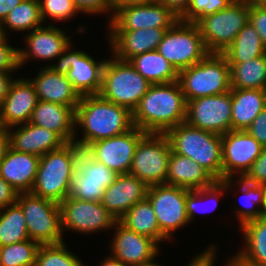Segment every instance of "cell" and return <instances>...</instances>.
I'll return each instance as SVG.
<instances>
[{
    "label": "cell",
    "instance_id": "9f6ffc18",
    "mask_svg": "<svg viewBox=\"0 0 266 266\" xmlns=\"http://www.w3.org/2000/svg\"><path fill=\"white\" fill-rule=\"evenodd\" d=\"M100 266H126L118 259L114 258L113 256H106L104 260L100 263Z\"/></svg>",
    "mask_w": 266,
    "mask_h": 266
},
{
    "label": "cell",
    "instance_id": "f546056e",
    "mask_svg": "<svg viewBox=\"0 0 266 266\" xmlns=\"http://www.w3.org/2000/svg\"><path fill=\"white\" fill-rule=\"evenodd\" d=\"M240 228L245 246L235 255L249 265L266 266V218L246 222Z\"/></svg>",
    "mask_w": 266,
    "mask_h": 266
},
{
    "label": "cell",
    "instance_id": "11a10c76",
    "mask_svg": "<svg viewBox=\"0 0 266 266\" xmlns=\"http://www.w3.org/2000/svg\"><path fill=\"white\" fill-rule=\"evenodd\" d=\"M113 4V9L120 8L124 5L128 4H136V3H146L153 0H111Z\"/></svg>",
    "mask_w": 266,
    "mask_h": 266
},
{
    "label": "cell",
    "instance_id": "c3c4849f",
    "mask_svg": "<svg viewBox=\"0 0 266 266\" xmlns=\"http://www.w3.org/2000/svg\"><path fill=\"white\" fill-rule=\"evenodd\" d=\"M18 192L0 176V209L15 204Z\"/></svg>",
    "mask_w": 266,
    "mask_h": 266
},
{
    "label": "cell",
    "instance_id": "484cf974",
    "mask_svg": "<svg viewBox=\"0 0 266 266\" xmlns=\"http://www.w3.org/2000/svg\"><path fill=\"white\" fill-rule=\"evenodd\" d=\"M40 157L8 148L0 161V176L18 193L31 192L37 175Z\"/></svg>",
    "mask_w": 266,
    "mask_h": 266
},
{
    "label": "cell",
    "instance_id": "836d02e7",
    "mask_svg": "<svg viewBox=\"0 0 266 266\" xmlns=\"http://www.w3.org/2000/svg\"><path fill=\"white\" fill-rule=\"evenodd\" d=\"M231 88L266 89V54L244 63H228Z\"/></svg>",
    "mask_w": 266,
    "mask_h": 266
},
{
    "label": "cell",
    "instance_id": "60d3db41",
    "mask_svg": "<svg viewBox=\"0 0 266 266\" xmlns=\"http://www.w3.org/2000/svg\"><path fill=\"white\" fill-rule=\"evenodd\" d=\"M39 5L43 22L46 18L64 22L80 12L73 0H39Z\"/></svg>",
    "mask_w": 266,
    "mask_h": 266
},
{
    "label": "cell",
    "instance_id": "db71d44e",
    "mask_svg": "<svg viewBox=\"0 0 266 266\" xmlns=\"http://www.w3.org/2000/svg\"><path fill=\"white\" fill-rule=\"evenodd\" d=\"M9 134L7 128L0 132V161L5 157L6 151L9 148Z\"/></svg>",
    "mask_w": 266,
    "mask_h": 266
},
{
    "label": "cell",
    "instance_id": "e575fe53",
    "mask_svg": "<svg viewBox=\"0 0 266 266\" xmlns=\"http://www.w3.org/2000/svg\"><path fill=\"white\" fill-rule=\"evenodd\" d=\"M233 182L234 179L216 180L208 187L195 190L188 189V193L186 194V209L189 222L195 218L194 216L198 212L206 213L215 210L220 197H222L223 194H225L229 189L233 188V185L236 184V182L234 184ZM207 200H210L208 202L213 201V208L211 207L210 210L209 208H205V205L203 206V202L204 204L206 202L207 205Z\"/></svg>",
    "mask_w": 266,
    "mask_h": 266
},
{
    "label": "cell",
    "instance_id": "7a4b0ae2",
    "mask_svg": "<svg viewBox=\"0 0 266 266\" xmlns=\"http://www.w3.org/2000/svg\"><path fill=\"white\" fill-rule=\"evenodd\" d=\"M186 108L178 81L152 84L132 112L133 125L146 133H165L185 122Z\"/></svg>",
    "mask_w": 266,
    "mask_h": 266
},
{
    "label": "cell",
    "instance_id": "8d00e7d4",
    "mask_svg": "<svg viewBox=\"0 0 266 266\" xmlns=\"http://www.w3.org/2000/svg\"><path fill=\"white\" fill-rule=\"evenodd\" d=\"M236 182V184H239V191L242 193V201L240 200L242 206L235 208L236 210L234 212H236L235 216L241 227L246 222L262 217L261 208L263 206L266 185L250 183L244 178L238 177Z\"/></svg>",
    "mask_w": 266,
    "mask_h": 266
},
{
    "label": "cell",
    "instance_id": "bcb514c9",
    "mask_svg": "<svg viewBox=\"0 0 266 266\" xmlns=\"http://www.w3.org/2000/svg\"><path fill=\"white\" fill-rule=\"evenodd\" d=\"M249 21L266 47V7L249 2Z\"/></svg>",
    "mask_w": 266,
    "mask_h": 266
},
{
    "label": "cell",
    "instance_id": "6f0895ef",
    "mask_svg": "<svg viewBox=\"0 0 266 266\" xmlns=\"http://www.w3.org/2000/svg\"><path fill=\"white\" fill-rule=\"evenodd\" d=\"M231 259H228L227 264L225 266H252L247 263H245L243 260H241L238 256L234 254L233 257H230Z\"/></svg>",
    "mask_w": 266,
    "mask_h": 266
},
{
    "label": "cell",
    "instance_id": "ba28073f",
    "mask_svg": "<svg viewBox=\"0 0 266 266\" xmlns=\"http://www.w3.org/2000/svg\"><path fill=\"white\" fill-rule=\"evenodd\" d=\"M16 203L23 211L31 240L40 245L64 242L59 203L31 192L18 193Z\"/></svg>",
    "mask_w": 266,
    "mask_h": 266
},
{
    "label": "cell",
    "instance_id": "7dc6e473",
    "mask_svg": "<svg viewBox=\"0 0 266 266\" xmlns=\"http://www.w3.org/2000/svg\"><path fill=\"white\" fill-rule=\"evenodd\" d=\"M246 131L253 136L263 147L266 146V107L253 120Z\"/></svg>",
    "mask_w": 266,
    "mask_h": 266
},
{
    "label": "cell",
    "instance_id": "d6a6232c",
    "mask_svg": "<svg viewBox=\"0 0 266 266\" xmlns=\"http://www.w3.org/2000/svg\"><path fill=\"white\" fill-rule=\"evenodd\" d=\"M228 63H244L266 54V47L250 21L240 30L233 43L221 53Z\"/></svg>",
    "mask_w": 266,
    "mask_h": 266
},
{
    "label": "cell",
    "instance_id": "ac0fdd59",
    "mask_svg": "<svg viewBox=\"0 0 266 266\" xmlns=\"http://www.w3.org/2000/svg\"><path fill=\"white\" fill-rule=\"evenodd\" d=\"M72 46V44L69 45L64 51L58 67L64 71L66 78L80 96L99 94L106 60L96 62L85 51L71 50Z\"/></svg>",
    "mask_w": 266,
    "mask_h": 266
},
{
    "label": "cell",
    "instance_id": "cb8c5ba5",
    "mask_svg": "<svg viewBox=\"0 0 266 266\" xmlns=\"http://www.w3.org/2000/svg\"><path fill=\"white\" fill-rule=\"evenodd\" d=\"M37 102L38 97L32 82L28 78L15 79L8 95L0 105L3 126L10 128L28 123Z\"/></svg>",
    "mask_w": 266,
    "mask_h": 266
},
{
    "label": "cell",
    "instance_id": "74e56055",
    "mask_svg": "<svg viewBox=\"0 0 266 266\" xmlns=\"http://www.w3.org/2000/svg\"><path fill=\"white\" fill-rule=\"evenodd\" d=\"M30 239L25 216L15 203L0 209V247Z\"/></svg>",
    "mask_w": 266,
    "mask_h": 266
},
{
    "label": "cell",
    "instance_id": "d6986e66",
    "mask_svg": "<svg viewBox=\"0 0 266 266\" xmlns=\"http://www.w3.org/2000/svg\"><path fill=\"white\" fill-rule=\"evenodd\" d=\"M29 33V34H28ZM25 36L26 48L18 49L20 68L25 65L28 60H55L57 63L48 66H58L62 54L71 45V38L67 36V32L61 28L49 24L41 26L28 32ZM32 58V59H31ZM59 58V59H58Z\"/></svg>",
    "mask_w": 266,
    "mask_h": 266
},
{
    "label": "cell",
    "instance_id": "ab89813d",
    "mask_svg": "<svg viewBox=\"0 0 266 266\" xmlns=\"http://www.w3.org/2000/svg\"><path fill=\"white\" fill-rule=\"evenodd\" d=\"M35 266H85L66 244L40 245Z\"/></svg>",
    "mask_w": 266,
    "mask_h": 266
},
{
    "label": "cell",
    "instance_id": "5bb4252c",
    "mask_svg": "<svg viewBox=\"0 0 266 266\" xmlns=\"http://www.w3.org/2000/svg\"><path fill=\"white\" fill-rule=\"evenodd\" d=\"M179 17L156 0L116 8L109 19V30L171 28Z\"/></svg>",
    "mask_w": 266,
    "mask_h": 266
},
{
    "label": "cell",
    "instance_id": "277c9868",
    "mask_svg": "<svg viewBox=\"0 0 266 266\" xmlns=\"http://www.w3.org/2000/svg\"><path fill=\"white\" fill-rule=\"evenodd\" d=\"M164 134L172 152L190 158L216 180H222L221 135L192 127L186 122L170 128Z\"/></svg>",
    "mask_w": 266,
    "mask_h": 266
},
{
    "label": "cell",
    "instance_id": "44dd1931",
    "mask_svg": "<svg viewBox=\"0 0 266 266\" xmlns=\"http://www.w3.org/2000/svg\"><path fill=\"white\" fill-rule=\"evenodd\" d=\"M170 28H147L138 30H109L111 54L129 61L138 54L157 50L166 30Z\"/></svg>",
    "mask_w": 266,
    "mask_h": 266
},
{
    "label": "cell",
    "instance_id": "680465c9",
    "mask_svg": "<svg viewBox=\"0 0 266 266\" xmlns=\"http://www.w3.org/2000/svg\"><path fill=\"white\" fill-rule=\"evenodd\" d=\"M155 258L149 260V261H146V262H143L139 265H135V266H162V265H159L157 264L156 262H154Z\"/></svg>",
    "mask_w": 266,
    "mask_h": 266
},
{
    "label": "cell",
    "instance_id": "f6af8a7d",
    "mask_svg": "<svg viewBox=\"0 0 266 266\" xmlns=\"http://www.w3.org/2000/svg\"><path fill=\"white\" fill-rule=\"evenodd\" d=\"M243 178L250 183L266 185V146Z\"/></svg>",
    "mask_w": 266,
    "mask_h": 266
},
{
    "label": "cell",
    "instance_id": "d4e9b609",
    "mask_svg": "<svg viewBox=\"0 0 266 266\" xmlns=\"http://www.w3.org/2000/svg\"><path fill=\"white\" fill-rule=\"evenodd\" d=\"M7 130L10 148L14 151L30 153L39 157L49 151L61 148L66 143L54 131L30 122L12 126Z\"/></svg>",
    "mask_w": 266,
    "mask_h": 266
},
{
    "label": "cell",
    "instance_id": "1f68e13d",
    "mask_svg": "<svg viewBox=\"0 0 266 266\" xmlns=\"http://www.w3.org/2000/svg\"><path fill=\"white\" fill-rule=\"evenodd\" d=\"M129 62L151 84L178 81V72L157 50L138 54Z\"/></svg>",
    "mask_w": 266,
    "mask_h": 266
},
{
    "label": "cell",
    "instance_id": "2e32d148",
    "mask_svg": "<svg viewBox=\"0 0 266 266\" xmlns=\"http://www.w3.org/2000/svg\"><path fill=\"white\" fill-rule=\"evenodd\" d=\"M221 141L222 180L243 178L262 153L263 146L246 130H230L221 136Z\"/></svg>",
    "mask_w": 266,
    "mask_h": 266
},
{
    "label": "cell",
    "instance_id": "d590c367",
    "mask_svg": "<svg viewBox=\"0 0 266 266\" xmlns=\"http://www.w3.org/2000/svg\"><path fill=\"white\" fill-rule=\"evenodd\" d=\"M43 20L40 12L39 0H22L1 23V31L6 36V30L11 29L16 32H30L41 27Z\"/></svg>",
    "mask_w": 266,
    "mask_h": 266
},
{
    "label": "cell",
    "instance_id": "4316f807",
    "mask_svg": "<svg viewBox=\"0 0 266 266\" xmlns=\"http://www.w3.org/2000/svg\"><path fill=\"white\" fill-rule=\"evenodd\" d=\"M76 107L38 100L30 123L57 133L66 143L74 142Z\"/></svg>",
    "mask_w": 266,
    "mask_h": 266
},
{
    "label": "cell",
    "instance_id": "8992f818",
    "mask_svg": "<svg viewBox=\"0 0 266 266\" xmlns=\"http://www.w3.org/2000/svg\"><path fill=\"white\" fill-rule=\"evenodd\" d=\"M151 85L129 61L111 55L103 67L99 95L133 112Z\"/></svg>",
    "mask_w": 266,
    "mask_h": 266
},
{
    "label": "cell",
    "instance_id": "30bf717a",
    "mask_svg": "<svg viewBox=\"0 0 266 266\" xmlns=\"http://www.w3.org/2000/svg\"><path fill=\"white\" fill-rule=\"evenodd\" d=\"M171 147L164 133H146L138 142L129 174L148 187L166 184Z\"/></svg>",
    "mask_w": 266,
    "mask_h": 266
},
{
    "label": "cell",
    "instance_id": "681fc988",
    "mask_svg": "<svg viewBox=\"0 0 266 266\" xmlns=\"http://www.w3.org/2000/svg\"><path fill=\"white\" fill-rule=\"evenodd\" d=\"M216 245H209L205 251L193 257L187 266H214L216 258Z\"/></svg>",
    "mask_w": 266,
    "mask_h": 266
},
{
    "label": "cell",
    "instance_id": "6da1fadb",
    "mask_svg": "<svg viewBox=\"0 0 266 266\" xmlns=\"http://www.w3.org/2000/svg\"><path fill=\"white\" fill-rule=\"evenodd\" d=\"M75 126L81 127L82 138H74L81 149L90 144L124 134L133 125L132 112L124 107L110 102L99 94L81 96L76 107Z\"/></svg>",
    "mask_w": 266,
    "mask_h": 266
},
{
    "label": "cell",
    "instance_id": "52a82bcc",
    "mask_svg": "<svg viewBox=\"0 0 266 266\" xmlns=\"http://www.w3.org/2000/svg\"><path fill=\"white\" fill-rule=\"evenodd\" d=\"M249 22V1L233 0L226 8L201 18L196 25L209 53L221 54Z\"/></svg>",
    "mask_w": 266,
    "mask_h": 266
},
{
    "label": "cell",
    "instance_id": "8fae6325",
    "mask_svg": "<svg viewBox=\"0 0 266 266\" xmlns=\"http://www.w3.org/2000/svg\"><path fill=\"white\" fill-rule=\"evenodd\" d=\"M188 189L159 184L148 187L147 198L152 204L160 231L170 240L173 233L189 224L186 209Z\"/></svg>",
    "mask_w": 266,
    "mask_h": 266
},
{
    "label": "cell",
    "instance_id": "f1b7e54d",
    "mask_svg": "<svg viewBox=\"0 0 266 266\" xmlns=\"http://www.w3.org/2000/svg\"><path fill=\"white\" fill-rule=\"evenodd\" d=\"M231 130H246L266 107V89L231 88Z\"/></svg>",
    "mask_w": 266,
    "mask_h": 266
},
{
    "label": "cell",
    "instance_id": "6125c7cd",
    "mask_svg": "<svg viewBox=\"0 0 266 266\" xmlns=\"http://www.w3.org/2000/svg\"><path fill=\"white\" fill-rule=\"evenodd\" d=\"M5 127L3 126L2 120H1V115H0V132L4 129Z\"/></svg>",
    "mask_w": 266,
    "mask_h": 266
},
{
    "label": "cell",
    "instance_id": "603a6c76",
    "mask_svg": "<svg viewBox=\"0 0 266 266\" xmlns=\"http://www.w3.org/2000/svg\"><path fill=\"white\" fill-rule=\"evenodd\" d=\"M29 80L38 100L69 107H77L80 102L81 96L58 66L42 67L36 77Z\"/></svg>",
    "mask_w": 266,
    "mask_h": 266
},
{
    "label": "cell",
    "instance_id": "4dcf8cb0",
    "mask_svg": "<svg viewBox=\"0 0 266 266\" xmlns=\"http://www.w3.org/2000/svg\"><path fill=\"white\" fill-rule=\"evenodd\" d=\"M118 221L126 228L155 240L159 245L161 241H169L160 231L154 209L147 197L131 207Z\"/></svg>",
    "mask_w": 266,
    "mask_h": 266
},
{
    "label": "cell",
    "instance_id": "f5cc1de1",
    "mask_svg": "<svg viewBox=\"0 0 266 266\" xmlns=\"http://www.w3.org/2000/svg\"><path fill=\"white\" fill-rule=\"evenodd\" d=\"M21 2L22 0H0V23H2L10 11H12Z\"/></svg>",
    "mask_w": 266,
    "mask_h": 266
},
{
    "label": "cell",
    "instance_id": "5b68a950",
    "mask_svg": "<svg viewBox=\"0 0 266 266\" xmlns=\"http://www.w3.org/2000/svg\"><path fill=\"white\" fill-rule=\"evenodd\" d=\"M230 66L222 54L209 53L202 61L178 72L186 102L231 90Z\"/></svg>",
    "mask_w": 266,
    "mask_h": 266
},
{
    "label": "cell",
    "instance_id": "7bdbcfd3",
    "mask_svg": "<svg viewBox=\"0 0 266 266\" xmlns=\"http://www.w3.org/2000/svg\"><path fill=\"white\" fill-rule=\"evenodd\" d=\"M7 36L0 38V71L14 72L20 69L19 48L11 46L7 42Z\"/></svg>",
    "mask_w": 266,
    "mask_h": 266
},
{
    "label": "cell",
    "instance_id": "7c38bea8",
    "mask_svg": "<svg viewBox=\"0 0 266 266\" xmlns=\"http://www.w3.org/2000/svg\"><path fill=\"white\" fill-rule=\"evenodd\" d=\"M231 114L232 97L228 91L187 101L185 122L222 136L231 130Z\"/></svg>",
    "mask_w": 266,
    "mask_h": 266
},
{
    "label": "cell",
    "instance_id": "b9f144b4",
    "mask_svg": "<svg viewBox=\"0 0 266 266\" xmlns=\"http://www.w3.org/2000/svg\"><path fill=\"white\" fill-rule=\"evenodd\" d=\"M233 0H191L181 21L197 23L201 18L226 8Z\"/></svg>",
    "mask_w": 266,
    "mask_h": 266
},
{
    "label": "cell",
    "instance_id": "f907efd6",
    "mask_svg": "<svg viewBox=\"0 0 266 266\" xmlns=\"http://www.w3.org/2000/svg\"><path fill=\"white\" fill-rule=\"evenodd\" d=\"M160 4L169 8L179 18L188 8L191 0H156Z\"/></svg>",
    "mask_w": 266,
    "mask_h": 266
},
{
    "label": "cell",
    "instance_id": "3957f363",
    "mask_svg": "<svg viewBox=\"0 0 266 266\" xmlns=\"http://www.w3.org/2000/svg\"><path fill=\"white\" fill-rule=\"evenodd\" d=\"M81 151L77 143L69 142L40 157L31 193L60 204L69 196L71 176L77 169Z\"/></svg>",
    "mask_w": 266,
    "mask_h": 266
},
{
    "label": "cell",
    "instance_id": "e0dca14e",
    "mask_svg": "<svg viewBox=\"0 0 266 266\" xmlns=\"http://www.w3.org/2000/svg\"><path fill=\"white\" fill-rule=\"evenodd\" d=\"M145 134L146 132L134 126L124 134L90 144L85 151L117 174H127L132 165L136 146Z\"/></svg>",
    "mask_w": 266,
    "mask_h": 266
},
{
    "label": "cell",
    "instance_id": "7402d4cb",
    "mask_svg": "<svg viewBox=\"0 0 266 266\" xmlns=\"http://www.w3.org/2000/svg\"><path fill=\"white\" fill-rule=\"evenodd\" d=\"M147 191L148 186L138 177L129 173L118 174L105 189L101 203L118 221L131 207L147 197Z\"/></svg>",
    "mask_w": 266,
    "mask_h": 266
},
{
    "label": "cell",
    "instance_id": "91938a15",
    "mask_svg": "<svg viewBox=\"0 0 266 266\" xmlns=\"http://www.w3.org/2000/svg\"><path fill=\"white\" fill-rule=\"evenodd\" d=\"M250 3L266 7V0H248Z\"/></svg>",
    "mask_w": 266,
    "mask_h": 266
},
{
    "label": "cell",
    "instance_id": "ffe728a7",
    "mask_svg": "<svg viewBox=\"0 0 266 266\" xmlns=\"http://www.w3.org/2000/svg\"><path fill=\"white\" fill-rule=\"evenodd\" d=\"M115 227V228H114ZM114 236L110 243L111 256L126 266H135L157 258L159 244L144 235H140L116 221L113 225Z\"/></svg>",
    "mask_w": 266,
    "mask_h": 266
},
{
    "label": "cell",
    "instance_id": "9c48e42d",
    "mask_svg": "<svg viewBox=\"0 0 266 266\" xmlns=\"http://www.w3.org/2000/svg\"><path fill=\"white\" fill-rule=\"evenodd\" d=\"M157 51L177 72L199 63L209 54L196 23L180 19L165 31Z\"/></svg>",
    "mask_w": 266,
    "mask_h": 266
},
{
    "label": "cell",
    "instance_id": "4fadbf2b",
    "mask_svg": "<svg viewBox=\"0 0 266 266\" xmlns=\"http://www.w3.org/2000/svg\"><path fill=\"white\" fill-rule=\"evenodd\" d=\"M117 176L115 171L96 161L82 149L77 169L71 176L69 196L78 200L101 202L105 189Z\"/></svg>",
    "mask_w": 266,
    "mask_h": 266
},
{
    "label": "cell",
    "instance_id": "9a60e30c",
    "mask_svg": "<svg viewBox=\"0 0 266 266\" xmlns=\"http://www.w3.org/2000/svg\"><path fill=\"white\" fill-rule=\"evenodd\" d=\"M59 205L63 233L68 230L83 234L104 229L113 230L116 219L101 202L78 200L68 196Z\"/></svg>",
    "mask_w": 266,
    "mask_h": 266
},
{
    "label": "cell",
    "instance_id": "816d5d0a",
    "mask_svg": "<svg viewBox=\"0 0 266 266\" xmlns=\"http://www.w3.org/2000/svg\"><path fill=\"white\" fill-rule=\"evenodd\" d=\"M11 73L0 71V105L8 95L11 84L15 80L11 76Z\"/></svg>",
    "mask_w": 266,
    "mask_h": 266
},
{
    "label": "cell",
    "instance_id": "83f0119b",
    "mask_svg": "<svg viewBox=\"0 0 266 266\" xmlns=\"http://www.w3.org/2000/svg\"><path fill=\"white\" fill-rule=\"evenodd\" d=\"M215 181L216 179L201 165L171 151L166 184L195 190L208 187Z\"/></svg>",
    "mask_w": 266,
    "mask_h": 266
},
{
    "label": "cell",
    "instance_id": "94428289",
    "mask_svg": "<svg viewBox=\"0 0 266 266\" xmlns=\"http://www.w3.org/2000/svg\"><path fill=\"white\" fill-rule=\"evenodd\" d=\"M261 212H262V217L266 218V191L264 195L263 206L261 208Z\"/></svg>",
    "mask_w": 266,
    "mask_h": 266
},
{
    "label": "cell",
    "instance_id": "ee69618b",
    "mask_svg": "<svg viewBox=\"0 0 266 266\" xmlns=\"http://www.w3.org/2000/svg\"><path fill=\"white\" fill-rule=\"evenodd\" d=\"M75 6L81 13L86 14H110L111 18L114 13L111 0H73Z\"/></svg>",
    "mask_w": 266,
    "mask_h": 266
},
{
    "label": "cell",
    "instance_id": "f35d334b",
    "mask_svg": "<svg viewBox=\"0 0 266 266\" xmlns=\"http://www.w3.org/2000/svg\"><path fill=\"white\" fill-rule=\"evenodd\" d=\"M40 244L31 239L0 247V266H35Z\"/></svg>",
    "mask_w": 266,
    "mask_h": 266
},
{
    "label": "cell",
    "instance_id": "be15d7a7",
    "mask_svg": "<svg viewBox=\"0 0 266 266\" xmlns=\"http://www.w3.org/2000/svg\"><path fill=\"white\" fill-rule=\"evenodd\" d=\"M3 36L2 31H1V23H0V38Z\"/></svg>",
    "mask_w": 266,
    "mask_h": 266
}]
</instances>
